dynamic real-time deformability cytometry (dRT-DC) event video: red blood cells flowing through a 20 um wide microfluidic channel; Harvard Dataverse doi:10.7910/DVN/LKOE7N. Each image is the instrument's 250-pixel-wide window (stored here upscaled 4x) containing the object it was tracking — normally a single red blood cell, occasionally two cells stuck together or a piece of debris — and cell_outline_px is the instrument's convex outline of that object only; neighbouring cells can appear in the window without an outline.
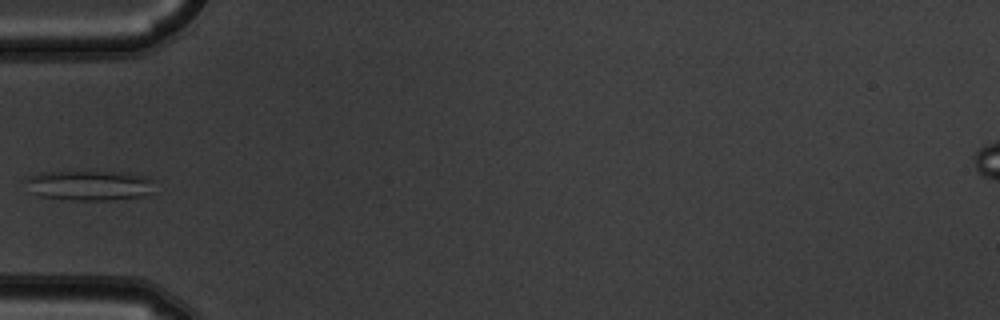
{"species": "common noctule bat (a hibernating species)", "species_latin": "Nyctalus noctula", "temperature_condition": "warm", "stored_images_in_passage": 3, "segment_of_instrument_passage": [2, 2], "camera_frame_rate_fps": 3000, "um_per_image_px": 0.085, "animal": {"sex": "male", "body_mass_g": 19.5, "forearm_length_mm": 54.6}, "frame": {"image": 1, "passage_image": 3, "time_ms": 0.667, "image_size_px": [1000, 320], "cell_outline_px": [[152, 192], [144, 196], [108, 200], [68, 200], [40, 196], [28, 192], [24, 180], [28, 176], [40, 172], [128, 172], [148, 176], [152, 180]], "centroid_in_image_um": [7.55, 15.76], "position_along_channel_um": 77.4, "area_um2": 22.89}}